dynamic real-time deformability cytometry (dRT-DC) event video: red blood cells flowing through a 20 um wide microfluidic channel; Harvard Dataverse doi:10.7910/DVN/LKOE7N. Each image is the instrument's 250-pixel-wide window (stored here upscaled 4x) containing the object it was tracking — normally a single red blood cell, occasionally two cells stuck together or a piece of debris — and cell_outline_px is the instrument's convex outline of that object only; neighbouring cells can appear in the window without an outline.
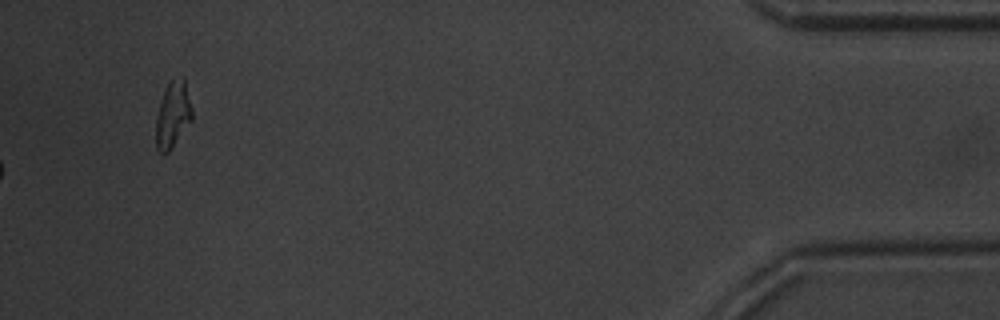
{"species": "common noctule bat (a hibernating species)", "species_latin": "Nyctalus noctula", "temperature_condition": "warm", "stored_images_in_passage": 47, "segment_of_instrument_passage": [2, 2], "camera_frame_rate_fps": 3000, "um_per_image_px": 0.085, "animal": {"sex": "male", "body_mass_g": 20.1, "forearm_length_mm": 53.5}, "frame": {"image": 1, "passage_image": 47, "time_ms": 15.333, "image_size_px": [1000, 320], "cell_outline_px": [[192, 120], [168, 152], [160, 152], [156, 148], [156, 116], [160, 100], [168, 84], [172, 80], [184, 76], [192, 108]], "centroid_in_image_um": [14.69, 9.73], "position_along_channel_um": 420.5, "area_um2": 13.81}}